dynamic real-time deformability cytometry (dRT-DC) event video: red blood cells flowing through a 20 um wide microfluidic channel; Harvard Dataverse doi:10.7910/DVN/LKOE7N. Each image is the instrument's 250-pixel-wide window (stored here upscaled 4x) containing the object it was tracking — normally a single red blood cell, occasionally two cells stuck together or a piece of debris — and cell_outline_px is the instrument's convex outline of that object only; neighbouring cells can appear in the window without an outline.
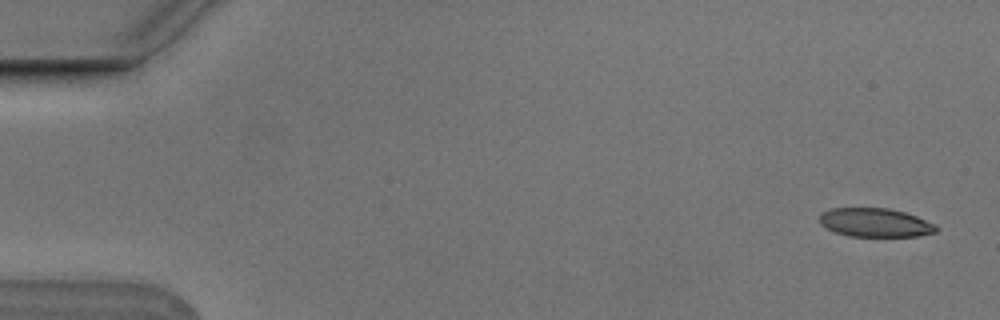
{"species": "Egyptian fruit bat (a non-hibernating species)", "species_latin": "Rousettus aegyptiacus", "temperature_condition": "cold", "stored_images_in_passage": 6, "camera_frame_rate_fps": 3000, "um_per_image_px": 0.085, "animal": {"sex": "male"}, "frame": {"image": 1, "passage_image": 1, "time_ms": 0.0, "image_size_px": [1000, 320], "cell_outline_px": [[936, 232], [916, 236], [848, 236], [836, 232], [820, 224], [820, 212], [828, 208], [888, 208], [904, 212], [916, 216], [936, 224]], "centroid_in_image_um": [74.36, 18.91], "position_along_channel_um": 10.6, "area_um2": 19.48}}